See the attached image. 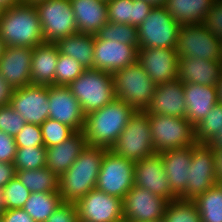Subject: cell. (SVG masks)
Returning a JSON list of instances; mask_svg holds the SVG:
<instances>
[{
  "instance_id": "4dcf8cb0",
  "label": "cell",
  "mask_w": 222,
  "mask_h": 222,
  "mask_svg": "<svg viewBox=\"0 0 222 222\" xmlns=\"http://www.w3.org/2000/svg\"><path fill=\"white\" fill-rule=\"evenodd\" d=\"M62 202L59 192L30 193L22 209L35 222H45Z\"/></svg>"
},
{
  "instance_id": "74e56055",
  "label": "cell",
  "mask_w": 222,
  "mask_h": 222,
  "mask_svg": "<svg viewBox=\"0 0 222 222\" xmlns=\"http://www.w3.org/2000/svg\"><path fill=\"white\" fill-rule=\"evenodd\" d=\"M85 68L74 58L60 54L57 59L55 85L68 86L79 77Z\"/></svg>"
},
{
  "instance_id": "f907efd6",
  "label": "cell",
  "mask_w": 222,
  "mask_h": 222,
  "mask_svg": "<svg viewBox=\"0 0 222 222\" xmlns=\"http://www.w3.org/2000/svg\"><path fill=\"white\" fill-rule=\"evenodd\" d=\"M207 144L213 149H222V128Z\"/></svg>"
},
{
  "instance_id": "f6af8a7d",
  "label": "cell",
  "mask_w": 222,
  "mask_h": 222,
  "mask_svg": "<svg viewBox=\"0 0 222 222\" xmlns=\"http://www.w3.org/2000/svg\"><path fill=\"white\" fill-rule=\"evenodd\" d=\"M17 146L13 136L0 131V162L13 163Z\"/></svg>"
},
{
  "instance_id": "7dc6e473",
  "label": "cell",
  "mask_w": 222,
  "mask_h": 222,
  "mask_svg": "<svg viewBox=\"0 0 222 222\" xmlns=\"http://www.w3.org/2000/svg\"><path fill=\"white\" fill-rule=\"evenodd\" d=\"M16 177V168L13 163L0 162V189Z\"/></svg>"
},
{
  "instance_id": "8d00e7d4",
  "label": "cell",
  "mask_w": 222,
  "mask_h": 222,
  "mask_svg": "<svg viewBox=\"0 0 222 222\" xmlns=\"http://www.w3.org/2000/svg\"><path fill=\"white\" fill-rule=\"evenodd\" d=\"M46 158L45 146L17 148L13 165L16 171L41 169L46 167Z\"/></svg>"
},
{
  "instance_id": "6125c7cd",
  "label": "cell",
  "mask_w": 222,
  "mask_h": 222,
  "mask_svg": "<svg viewBox=\"0 0 222 222\" xmlns=\"http://www.w3.org/2000/svg\"><path fill=\"white\" fill-rule=\"evenodd\" d=\"M152 222H165L164 219L158 220V221H152Z\"/></svg>"
},
{
  "instance_id": "6da1fadb",
  "label": "cell",
  "mask_w": 222,
  "mask_h": 222,
  "mask_svg": "<svg viewBox=\"0 0 222 222\" xmlns=\"http://www.w3.org/2000/svg\"><path fill=\"white\" fill-rule=\"evenodd\" d=\"M135 111L123 100L115 98L101 109L87 114L83 127L87 144L110 149Z\"/></svg>"
},
{
  "instance_id": "f35d334b",
  "label": "cell",
  "mask_w": 222,
  "mask_h": 222,
  "mask_svg": "<svg viewBox=\"0 0 222 222\" xmlns=\"http://www.w3.org/2000/svg\"><path fill=\"white\" fill-rule=\"evenodd\" d=\"M40 127L43 143L46 148L60 144L75 133L71 127L50 118L46 119Z\"/></svg>"
},
{
  "instance_id": "ac0fdd59",
  "label": "cell",
  "mask_w": 222,
  "mask_h": 222,
  "mask_svg": "<svg viewBox=\"0 0 222 222\" xmlns=\"http://www.w3.org/2000/svg\"><path fill=\"white\" fill-rule=\"evenodd\" d=\"M134 185L147 189L154 195L166 199L168 202L178 199L171 191L169 181L163 168L161 153H155L134 162Z\"/></svg>"
},
{
  "instance_id": "2e32d148",
  "label": "cell",
  "mask_w": 222,
  "mask_h": 222,
  "mask_svg": "<svg viewBox=\"0 0 222 222\" xmlns=\"http://www.w3.org/2000/svg\"><path fill=\"white\" fill-rule=\"evenodd\" d=\"M48 104L50 119L71 127L75 132L83 131L86 115L68 86H48Z\"/></svg>"
},
{
  "instance_id": "83f0119b",
  "label": "cell",
  "mask_w": 222,
  "mask_h": 222,
  "mask_svg": "<svg viewBox=\"0 0 222 222\" xmlns=\"http://www.w3.org/2000/svg\"><path fill=\"white\" fill-rule=\"evenodd\" d=\"M154 5L144 0H107L108 22L138 26Z\"/></svg>"
},
{
  "instance_id": "ee69618b",
  "label": "cell",
  "mask_w": 222,
  "mask_h": 222,
  "mask_svg": "<svg viewBox=\"0 0 222 222\" xmlns=\"http://www.w3.org/2000/svg\"><path fill=\"white\" fill-rule=\"evenodd\" d=\"M75 203L62 202L45 222H78Z\"/></svg>"
},
{
  "instance_id": "f1b7e54d",
  "label": "cell",
  "mask_w": 222,
  "mask_h": 222,
  "mask_svg": "<svg viewBox=\"0 0 222 222\" xmlns=\"http://www.w3.org/2000/svg\"><path fill=\"white\" fill-rule=\"evenodd\" d=\"M94 34L76 33L55 42L60 54L79 61L85 69H94Z\"/></svg>"
},
{
  "instance_id": "603a6c76",
  "label": "cell",
  "mask_w": 222,
  "mask_h": 222,
  "mask_svg": "<svg viewBox=\"0 0 222 222\" xmlns=\"http://www.w3.org/2000/svg\"><path fill=\"white\" fill-rule=\"evenodd\" d=\"M87 146L83 131L75 132L60 144L46 148V167L60 177Z\"/></svg>"
},
{
  "instance_id": "9c48e42d",
  "label": "cell",
  "mask_w": 222,
  "mask_h": 222,
  "mask_svg": "<svg viewBox=\"0 0 222 222\" xmlns=\"http://www.w3.org/2000/svg\"><path fill=\"white\" fill-rule=\"evenodd\" d=\"M134 162L106 149L97 178L96 188L110 196L124 199L134 186Z\"/></svg>"
},
{
  "instance_id": "52a82bcc",
  "label": "cell",
  "mask_w": 222,
  "mask_h": 222,
  "mask_svg": "<svg viewBox=\"0 0 222 222\" xmlns=\"http://www.w3.org/2000/svg\"><path fill=\"white\" fill-rule=\"evenodd\" d=\"M156 153L196 144L194 125L185 117L148 115Z\"/></svg>"
},
{
  "instance_id": "816d5d0a",
  "label": "cell",
  "mask_w": 222,
  "mask_h": 222,
  "mask_svg": "<svg viewBox=\"0 0 222 222\" xmlns=\"http://www.w3.org/2000/svg\"><path fill=\"white\" fill-rule=\"evenodd\" d=\"M20 2V0H0V7H2V9H8Z\"/></svg>"
},
{
  "instance_id": "d4e9b609",
  "label": "cell",
  "mask_w": 222,
  "mask_h": 222,
  "mask_svg": "<svg viewBox=\"0 0 222 222\" xmlns=\"http://www.w3.org/2000/svg\"><path fill=\"white\" fill-rule=\"evenodd\" d=\"M79 33L96 34L108 23L107 0H70Z\"/></svg>"
},
{
  "instance_id": "7c38bea8",
  "label": "cell",
  "mask_w": 222,
  "mask_h": 222,
  "mask_svg": "<svg viewBox=\"0 0 222 222\" xmlns=\"http://www.w3.org/2000/svg\"><path fill=\"white\" fill-rule=\"evenodd\" d=\"M176 51L179 58L222 61V42L203 24L181 25Z\"/></svg>"
},
{
  "instance_id": "5b68a950",
  "label": "cell",
  "mask_w": 222,
  "mask_h": 222,
  "mask_svg": "<svg viewBox=\"0 0 222 222\" xmlns=\"http://www.w3.org/2000/svg\"><path fill=\"white\" fill-rule=\"evenodd\" d=\"M112 77L116 99L136 111L149 107L157 85L138 62L113 72Z\"/></svg>"
},
{
  "instance_id": "ba28073f",
  "label": "cell",
  "mask_w": 222,
  "mask_h": 222,
  "mask_svg": "<svg viewBox=\"0 0 222 222\" xmlns=\"http://www.w3.org/2000/svg\"><path fill=\"white\" fill-rule=\"evenodd\" d=\"M180 28L164 6H154L137 28L139 48H176Z\"/></svg>"
},
{
  "instance_id": "680465c9",
  "label": "cell",
  "mask_w": 222,
  "mask_h": 222,
  "mask_svg": "<svg viewBox=\"0 0 222 222\" xmlns=\"http://www.w3.org/2000/svg\"><path fill=\"white\" fill-rule=\"evenodd\" d=\"M216 185L220 188V190L222 191V180H219L216 182Z\"/></svg>"
},
{
  "instance_id": "60d3db41",
  "label": "cell",
  "mask_w": 222,
  "mask_h": 222,
  "mask_svg": "<svg viewBox=\"0 0 222 222\" xmlns=\"http://www.w3.org/2000/svg\"><path fill=\"white\" fill-rule=\"evenodd\" d=\"M25 124V119L10 104L0 107V131L15 137Z\"/></svg>"
},
{
  "instance_id": "ffe728a7",
  "label": "cell",
  "mask_w": 222,
  "mask_h": 222,
  "mask_svg": "<svg viewBox=\"0 0 222 222\" xmlns=\"http://www.w3.org/2000/svg\"><path fill=\"white\" fill-rule=\"evenodd\" d=\"M32 55L33 48L5 46L0 57V74L13 88L31 84Z\"/></svg>"
},
{
  "instance_id": "4316f807",
  "label": "cell",
  "mask_w": 222,
  "mask_h": 222,
  "mask_svg": "<svg viewBox=\"0 0 222 222\" xmlns=\"http://www.w3.org/2000/svg\"><path fill=\"white\" fill-rule=\"evenodd\" d=\"M59 51L55 43L44 42L33 48L31 63L32 85H55Z\"/></svg>"
},
{
  "instance_id": "e575fe53",
  "label": "cell",
  "mask_w": 222,
  "mask_h": 222,
  "mask_svg": "<svg viewBox=\"0 0 222 222\" xmlns=\"http://www.w3.org/2000/svg\"><path fill=\"white\" fill-rule=\"evenodd\" d=\"M96 35L103 40H115L139 47L138 29L130 24L106 23Z\"/></svg>"
},
{
  "instance_id": "11a10c76",
  "label": "cell",
  "mask_w": 222,
  "mask_h": 222,
  "mask_svg": "<svg viewBox=\"0 0 222 222\" xmlns=\"http://www.w3.org/2000/svg\"><path fill=\"white\" fill-rule=\"evenodd\" d=\"M150 2L154 6H164L166 0H144Z\"/></svg>"
},
{
  "instance_id": "681fc988",
  "label": "cell",
  "mask_w": 222,
  "mask_h": 222,
  "mask_svg": "<svg viewBox=\"0 0 222 222\" xmlns=\"http://www.w3.org/2000/svg\"><path fill=\"white\" fill-rule=\"evenodd\" d=\"M215 157V174L217 181L222 180V149H213Z\"/></svg>"
},
{
  "instance_id": "1f68e13d",
  "label": "cell",
  "mask_w": 222,
  "mask_h": 222,
  "mask_svg": "<svg viewBox=\"0 0 222 222\" xmlns=\"http://www.w3.org/2000/svg\"><path fill=\"white\" fill-rule=\"evenodd\" d=\"M16 178L31 192H59V177L47 167L16 171Z\"/></svg>"
},
{
  "instance_id": "484cf974",
  "label": "cell",
  "mask_w": 222,
  "mask_h": 222,
  "mask_svg": "<svg viewBox=\"0 0 222 222\" xmlns=\"http://www.w3.org/2000/svg\"><path fill=\"white\" fill-rule=\"evenodd\" d=\"M192 146L161 153L163 168L171 191L178 197L186 188L191 163Z\"/></svg>"
},
{
  "instance_id": "277c9868",
  "label": "cell",
  "mask_w": 222,
  "mask_h": 222,
  "mask_svg": "<svg viewBox=\"0 0 222 222\" xmlns=\"http://www.w3.org/2000/svg\"><path fill=\"white\" fill-rule=\"evenodd\" d=\"M68 88L79 101L85 115L115 99L112 73L107 71L85 69Z\"/></svg>"
},
{
  "instance_id": "d6a6232c",
  "label": "cell",
  "mask_w": 222,
  "mask_h": 222,
  "mask_svg": "<svg viewBox=\"0 0 222 222\" xmlns=\"http://www.w3.org/2000/svg\"><path fill=\"white\" fill-rule=\"evenodd\" d=\"M198 208L201 222H222V191L212 186L193 200Z\"/></svg>"
},
{
  "instance_id": "44dd1931",
  "label": "cell",
  "mask_w": 222,
  "mask_h": 222,
  "mask_svg": "<svg viewBox=\"0 0 222 222\" xmlns=\"http://www.w3.org/2000/svg\"><path fill=\"white\" fill-rule=\"evenodd\" d=\"M148 115H163L186 118L183 83L178 79L156 86L151 103L145 110Z\"/></svg>"
},
{
  "instance_id": "30bf717a",
  "label": "cell",
  "mask_w": 222,
  "mask_h": 222,
  "mask_svg": "<svg viewBox=\"0 0 222 222\" xmlns=\"http://www.w3.org/2000/svg\"><path fill=\"white\" fill-rule=\"evenodd\" d=\"M44 42L55 43L78 33L70 0H47L35 5Z\"/></svg>"
},
{
  "instance_id": "7402d4cb",
  "label": "cell",
  "mask_w": 222,
  "mask_h": 222,
  "mask_svg": "<svg viewBox=\"0 0 222 222\" xmlns=\"http://www.w3.org/2000/svg\"><path fill=\"white\" fill-rule=\"evenodd\" d=\"M222 75V61L179 58L177 79L181 83L217 86Z\"/></svg>"
},
{
  "instance_id": "4fadbf2b",
  "label": "cell",
  "mask_w": 222,
  "mask_h": 222,
  "mask_svg": "<svg viewBox=\"0 0 222 222\" xmlns=\"http://www.w3.org/2000/svg\"><path fill=\"white\" fill-rule=\"evenodd\" d=\"M79 220L116 222L123 218V199L94 188L75 202Z\"/></svg>"
},
{
  "instance_id": "8992f818",
  "label": "cell",
  "mask_w": 222,
  "mask_h": 222,
  "mask_svg": "<svg viewBox=\"0 0 222 222\" xmlns=\"http://www.w3.org/2000/svg\"><path fill=\"white\" fill-rule=\"evenodd\" d=\"M148 118L146 111H135L110 150L133 162L155 154Z\"/></svg>"
},
{
  "instance_id": "d590c367",
  "label": "cell",
  "mask_w": 222,
  "mask_h": 222,
  "mask_svg": "<svg viewBox=\"0 0 222 222\" xmlns=\"http://www.w3.org/2000/svg\"><path fill=\"white\" fill-rule=\"evenodd\" d=\"M222 128V103L214 105L207 116L194 126L197 143H208Z\"/></svg>"
},
{
  "instance_id": "bcb514c9",
  "label": "cell",
  "mask_w": 222,
  "mask_h": 222,
  "mask_svg": "<svg viewBox=\"0 0 222 222\" xmlns=\"http://www.w3.org/2000/svg\"><path fill=\"white\" fill-rule=\"evenodd\" d=\"M1 220L3 222H35L22 208L5 210Z\"/></svg>"
},
{
  "instance_id": "c3c4849f",
  "label": "cell",
  "mask_w": 222,
  "mask_h": 222,
  "mask_svg": "<svg viewBox=\"0 0 222 222\" xmlns=\"http://www.w3.org/2000/svg\"><path fill=\"white\" fill-rule=\"evenodd\" d=\"M14 89L0 74V107L10 104Z\"/></svg>"
},
{
  "instance_id": "6f0895ef",
  "label": "cell",
  "mask_w": 222,
  "mask_h": 222,
  "mask_svg": "<svg viewBox=\"0 0 222 222\" xmlns=\"http://www.w3.org/2000/svg\"><path fill=\"white\" fill-rule=\"evenodd\" d=\"M4 48H5V45H4L3 41L0 38V57H1L2 53H3V51H4Z\"/></svg>"
},
{
  "instance_id": "9f6ffc18",
  "label": "cell",
  "mask_w": 222,
  "mask_h": 222,
  "mask_svg": "<svg viewBox=\"0 0 222 222\" xmlns=\"http://www.w3.org/2000/svg\"><path fill=\"white\" fill-rule=\"evenodd\" d=\"M21 3H25V4H31V5H36L38 3L47 1V0H20Z\"/></svg>"
},
{
  "instance_id": "f546056e",
  "label": "cell",
  "mask_w": 222,
  "mask_h": 222,
  "mask_svg": "<svg viewBox=\"0 0 222 222\" xmlns=\"http://www.w3.org/2000/svg\"><path fill=\"white\" fill-rule=\"evenodd\" d=\"M214 0H166V11L180 24H203Z\"/></svg>"
},
{
  "instance_id": "9a60e30c",
  "label": "cell",
  "mask_w": 222,
  "mask_h": 222,
  "mask_svg": "<svg viewBox=\"0 0 222 222\" xmlns=\"http://www.w3.org/2000/svg\"><path fill=\"white\" fill-rule=\"evenodd\" d=\"M10 105L26 123L41 125L49 118L47 85H28L13 91Z\"/></svg>"
},
{
  "instance_id": "cb8c5ba5",
  "label": "cell",
  "mask_w": 222,
  "mask_h": 222,
  "mask_svg": "<svg viewBox=\"0 0 222 222\" xmlns=\"http://www.w3.org/2000/svg\"><path fill=\"white\" fill-rule=\"evenodd\" d=\"M186 119L194 126L203 120L219 102L217 86L183 83Z\"/></svg>"
},
{
  "instance_id": "7bdbcfd3",
  "label": "cell",
  "mask_w": 222,
  "mask_h": 222,
  "mask_svg": "<svg viewBox=\"0 0 222 222\" xmlns=\"http://www.w3.org/2000/svg\"><path fill=\"white\" fill-rule=\"evenodd\" d=\"M203 25L222 42V0H214L206 13Z\"/></svg>"
},
{
  "instance_id": "e0dca14e",
  "label": "cell",
  "mask_w": 222,
  "mask_h": 222,
  "mask_svg": "<svg viewBox=\"0 0 222 222\" xmlns=\"http://www.w3.org/2000/svg\"><path fill=\"white\" fill-rule=\"evenodd\" d=\"M179 56L176 48H139L137 62L156 85L177 79Z\"/></svg>"
},
{
  "instance_id": "d6986e66",
  "label": "cell",
  "mask_w": 222,
  "mask_h": 222,
  "mask_svg": "<svg viewBox=\"0 0 222 222\" xmlns=\"http://www.w3.org/2000/svg\"><path fill=\"white\" fill-rule=\"evenodd\" d=\"M138 46L94 37V69L113 73L137 62Z\"/></svg>"
},
{
  "instance_id": "8fae6325",
  "label": "cell",
  "mask_w": 222,
  "mask_h": 222,
  "mask_svg": "<svg viewBox=\"0 0 222 222\" xmlns=\"http://www.w3.org/2000/svg\"><path fill=\"white\" fill-rule=\"evenodd\" d=\"M191 160L187 186L178 196V199L193 201L206 190L216 185L213 148L207 143L194 144L192 146Z\"/></svg>"
},
{
  "instance_id": "94428289",
  "label": "cell",
  "mask_w": 222,
  "mask_h": 222,
  "mask_svg": "<svg viewBox=\"0 0 222 222\" xmlns=\"http://www.w3.org/2000/svg\"><path fill=\"white\" fill-rule=\"evenodd\" d=\"M3 10H4V9H2V7H0V18H1V15H2V13H3Z\"/></svg>"
},
{
  "instance_id": "5bb4252c",
  "label": "cell",
  "mask_w": 222,
  "mask_h": 222,
  "mask_svg": "<svg viewBox=\"0 0 222 222\" xmlns=\"http://www.w3.org/2000/svg\"><path fill=\"white\" fill-rule=\"evenodd\" d=\"M168 201L147 189L133 186L123 199V218L131 222L163 219Z\"/></svg>"
},
{
  "instance_id": "ab89813d",
  "label": "cell",
  "mask_w": 222,
  "mask_h": 222,
  "mask_svg": "<svg viewBox=\"0 0 222 222\" xmlns=\"http://www.w3.org/2000/svg\"><path fill=\"white\" fill-rule=\"evenodd\" d=\"M2 190L5 210L23 208L31 193L16 177Z\"/></svg>"
},
{
  "instance_id": "db71d44e",
  "label": "cell",
  "mask_w": 222,
  "mask_h": 222,
  "mask_svg": "<svg viewBox=\"0 0 222 222\" xmlns=\"http://www.w3.org/2000/svg\"><path fill=\"white\" fill-rule=\"evenodd\" d=\"M217 89H218L219 102L222 103V75H221L220 80L217 84Z\"/></svg>"
},
{
  "instance_id": "b9f144b4",
  "label": "cell",
  "mask_w": 222,
  "mask_h": 222,
  "mask_svg": "<svg viewBox=\"0 0 222 222\" xmlns=\"http://www.w3.org/2000/svg\"><path fill=\"white\" fill-rule=\"evenodd\" d=\"M14 140L17 148L44 146L41 127L37 124L26 123Z\"/></svg>"
},
{
  "instance_id": "91938a15",
  "label": "cell",
  "mask_w": 222,
  "mask_h": 222,
  "mask_svg": "<svg viewBox=\"0 0 222 222\" xmlns=\"http://www.w3.org/2000/svg\"><path fill=\"white\" fill-rule=\"evenodd\" d=\"M116 222H131V221H130V220H126V219L122 218L121 220L116 221Z\"/></svg>"
},
{
  "instance_id": "3957f363",
  "label": "cell",
  "mask_w": 222,
  "mask_h": 222,
  "mask_svg": "<svg viewBox=\"0 0 222 222\" xmlns=\"http://www.w3.org/2000/svg\"><path fill=\"white\" fill-rule=\"evenodd\" d=\"M0 38L5 46L34 48L44 43L35 5L20 2L4 9L0 18Z\"/></svg>"
},
{
  "instance_id": "836d02e7",
  "label": "cell",
  "mask_w": 222,
  "mask_h": 222,
  "mask_svg": "<svg viewBox=\"0 0 222 222\" xmlns=\"http://www.w3.org/2000/svg\"><path fill=\"white\" fill-rule=\"evenodd\" d=\"M163 219L165 222H201L195 202L182 199L168 202Z\"/></svg>"
},
{
  "instance_id": "7a4b0ae2",
  "label": "cell",
  "mask_w": 222,
  "mask_h": 222,
  "mask_svg": "<svg viewBox=\"0 0 222 222\" xmlns=\"http://www.w3.org/2000/svg\"><path fill=\"white\" fill-rule=\"evenodd\" d=\"M106 148L87 146L69 169L59 177L63 202L75 203L96 188Z\"/></svg>"
},
{
  "instance_id": "f5cc1de1",
  "label": "cell",
  "mask_w": 222,
  "mask_h": 222,
  "mask_svg": "<svg viewBox=\"0 0 222 222\" xmlns=\"http://www.w3.org/2000/svg\"><path fill=\"white\" fill-rule=\"evenodd\" d=\"M4 211H5V207H4L3 190L0 189V218L3 215Z\"/></svg>"
}]
</instances>
